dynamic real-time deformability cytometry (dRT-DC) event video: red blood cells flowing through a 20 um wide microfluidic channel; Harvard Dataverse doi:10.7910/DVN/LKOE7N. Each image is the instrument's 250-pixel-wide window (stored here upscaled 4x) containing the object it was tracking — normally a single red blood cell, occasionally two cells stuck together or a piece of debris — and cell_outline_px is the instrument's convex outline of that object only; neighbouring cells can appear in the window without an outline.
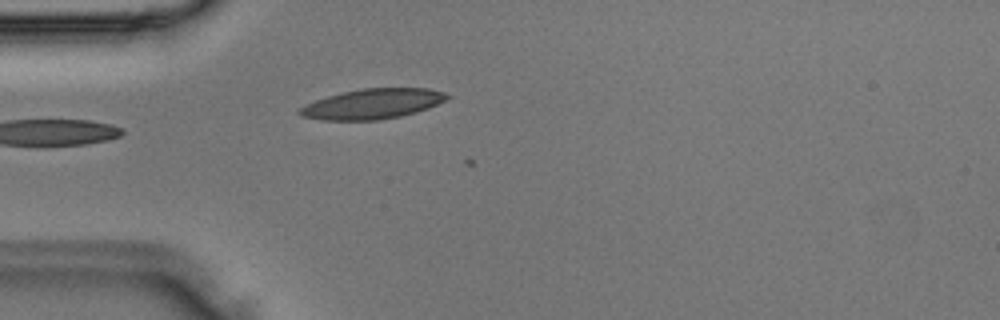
{"species": "Egyptian fruit bat (a non-hibernating species)", "species_latin": "Rousettus aegyptiacus", "temperature_condition": "room temperature", "stored_images_in_passage": 7, "camera_frame_rate_fps": 3000, "um_per_image_px": 0.085, "animal": {"sex": "male"}, "frame": {"image": 1, "passage_image": 1, "time_ms": 0.0, "image_size_px": [1000, 320], "cell_outline_px": [[452, 96], [428, 108], [416, 112], [400, 116], [380, 120], [324, 120], [300, 116], [296, 112], [304, 104], [328, 96], [344, 92], [364, 88], [428, 88], [444, 92]], "centroid_in_image_um": [31.65, 8.83], "position_along_channel_um": 53.4, "area_um2": 25.78}}